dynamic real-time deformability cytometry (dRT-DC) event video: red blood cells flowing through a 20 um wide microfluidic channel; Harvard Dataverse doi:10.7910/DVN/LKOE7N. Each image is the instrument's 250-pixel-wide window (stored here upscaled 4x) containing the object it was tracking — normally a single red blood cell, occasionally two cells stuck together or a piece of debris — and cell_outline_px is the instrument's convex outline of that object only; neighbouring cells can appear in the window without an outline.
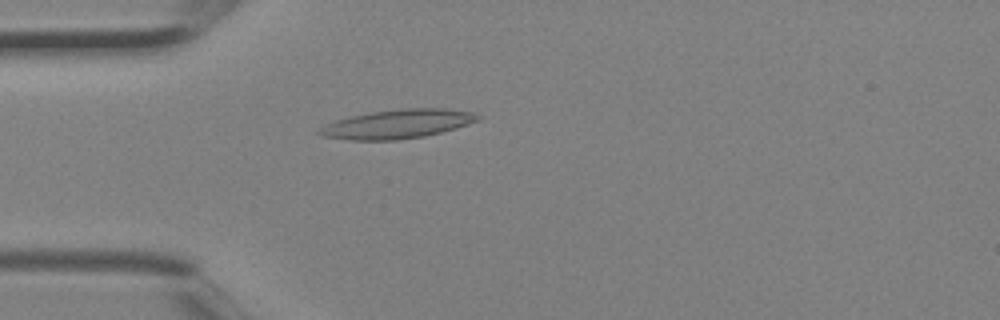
{"species": "Egyptian fruit bat (a non-hibernating species)", "species_latin": "Rousettus aegyptiacus", "temperature_condition": "room temperature", "stored_images_in_passage": 3, "camera_frame_rate_fps": 3000, "um_per_image_px": 0.085, "animal": {"sex": "female"}, "frame": {"image": 1, "passage_image": 3, "time_ms": 0.667, "image_size_px": [1000, 320], "cell_outline_px": [[484, 116], [480, 120], [456, 128], [424, 136], [396, 140], [352, 140], [320, 136], [316, 132], [320, 128], [336, 120], [352, 116], [372, 112], [404, 108], [444, 108], [472, 112]], "centroid_in_image_um": [33.83, 10.54], "position_along_channel_um": 51.2, "area_um2": 26.65}}